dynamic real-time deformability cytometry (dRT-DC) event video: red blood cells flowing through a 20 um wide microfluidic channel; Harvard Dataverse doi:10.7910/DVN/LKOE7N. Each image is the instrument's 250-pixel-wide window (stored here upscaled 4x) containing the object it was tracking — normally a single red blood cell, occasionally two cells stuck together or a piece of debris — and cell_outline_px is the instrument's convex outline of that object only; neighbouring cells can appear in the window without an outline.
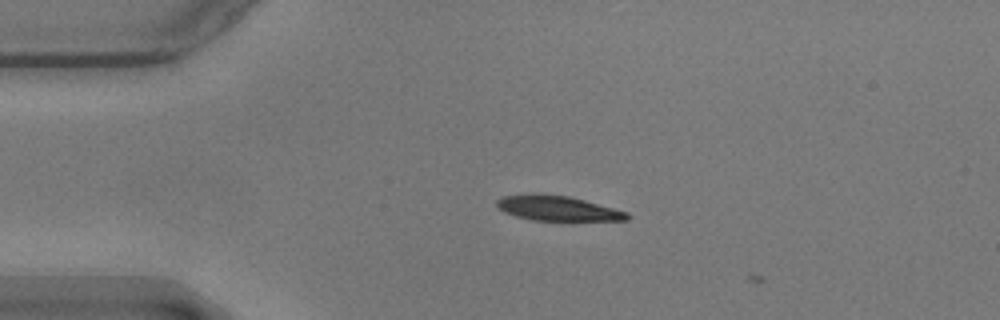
{"species": "common noctule bat (a hibernating species)", "species_latin": "Nyctalus noctula", "temperature_condition": "warm", "stored_images_in_passage": 5, "camera_frame_rate_fps": 3000, "um_per_image_px": 0.085, "animal": {"sex": "male", "body_mass_g": 17.9}, "frame": {"image": 1, "passage_image": 4, "time_ms": 1.0, "image_size_px": [1000, 320], "cell_outline_px": [[628, 220], [532, 220], [516, 216], [504, 212], [496, 208], [496, 200], [504, 196], [532, 192], [568, 196], [584, 200], [628, 212]], "centroid_in_image_um": [47.31, 17.68], "position_along_channel_um": 37.7, "area_um2": 18.96}}